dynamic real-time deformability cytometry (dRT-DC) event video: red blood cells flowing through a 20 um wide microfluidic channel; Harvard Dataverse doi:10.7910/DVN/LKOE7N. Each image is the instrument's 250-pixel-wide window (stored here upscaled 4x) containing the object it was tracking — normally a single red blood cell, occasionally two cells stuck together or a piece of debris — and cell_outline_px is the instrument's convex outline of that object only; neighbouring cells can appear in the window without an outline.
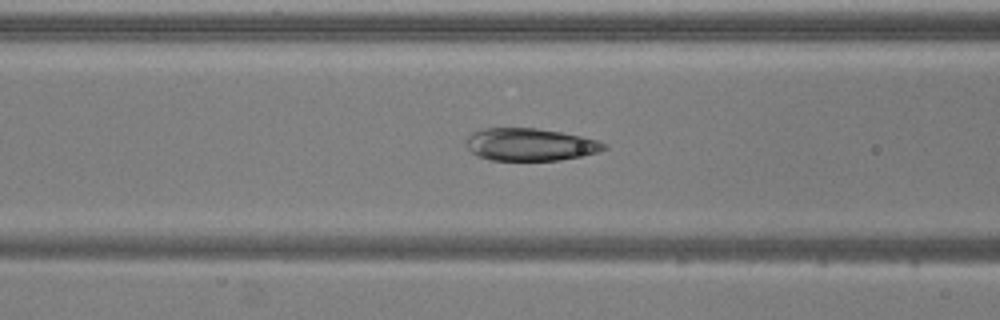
{"species": "common noctule bat (a hibernating species)", "species_latin": "Nyctalus noctula", "temperature_condition": "warm", "stored_images_in_passage": 51, "camera_frame_rate_fps": 3000, "um_per_image_px": 0.085, "animal": {"sex": "male", "body_mass_g": 20.5, "forearm_length_mm": 52.5}, "frame": {"image": 1, "passage_image": 19, "time_ms": 6.0, "image_size_px": [1000, 320], "cell_outline_px": [[608, 148], [596, 152], [580, 156], [560, 160], [488, 160], [476, 156], [468, 148], [464, 140], [472, 132], [484, 128], [536, 128], [584, 136], [608, 144]], "centroid_in_image_um": [45.03, 12.28], "position_along_channel_um": 121.6, "area_um2": 26.24}}
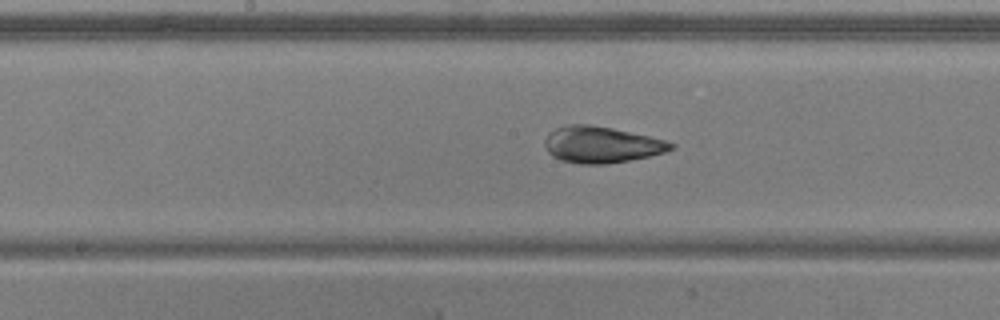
{"frame": {"image": 2, "passage_image": 25, "time_ms": 8.0, "image_size_px": [1000, 320], "cell_outline_px": [[676, 148], [664, 152], [648, 156], [628, 160], [604, 164], [580, 164], [560, 160], [552, 156], [548, 152], [544, 144], [544, 140], [548, 132], [556, 128], [568, 124], [592, 124], [612, 128], [648, 136], [664, 140], [676, 144]], "centroid_in_image_um": [51.08, 12.29], "position_along_channel_um": 197.1, "area_um2": 26.76}}
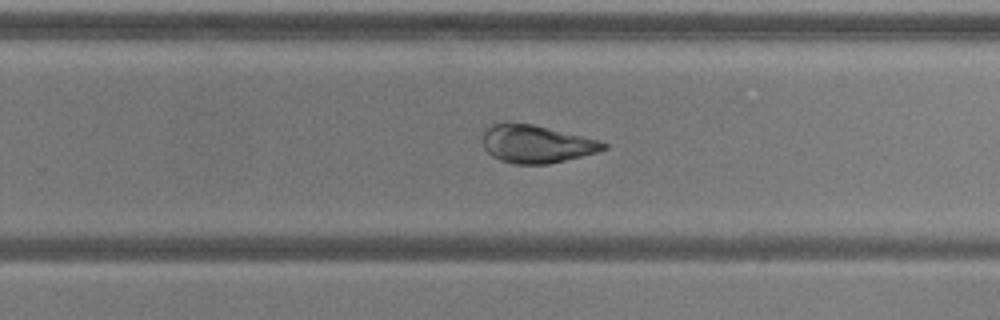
{"frame": {"image": 3, "passage_image": 32, "time_ms": 10.333, "image_size_px": [1000, 320], "cell_outline_px": [[608, 148], [596, 152], [548, 164], [512, 164], [500, 160], [492, 156], [484, 148], [484, 128], [492, 124], [504, 120], [508, 120], [532, 124], [596, 140], [608, 144]], "centroid_in_image_um": [45.5, 12.22], "position_along_channel_um": 284.3, "area_um2": 26.59}}